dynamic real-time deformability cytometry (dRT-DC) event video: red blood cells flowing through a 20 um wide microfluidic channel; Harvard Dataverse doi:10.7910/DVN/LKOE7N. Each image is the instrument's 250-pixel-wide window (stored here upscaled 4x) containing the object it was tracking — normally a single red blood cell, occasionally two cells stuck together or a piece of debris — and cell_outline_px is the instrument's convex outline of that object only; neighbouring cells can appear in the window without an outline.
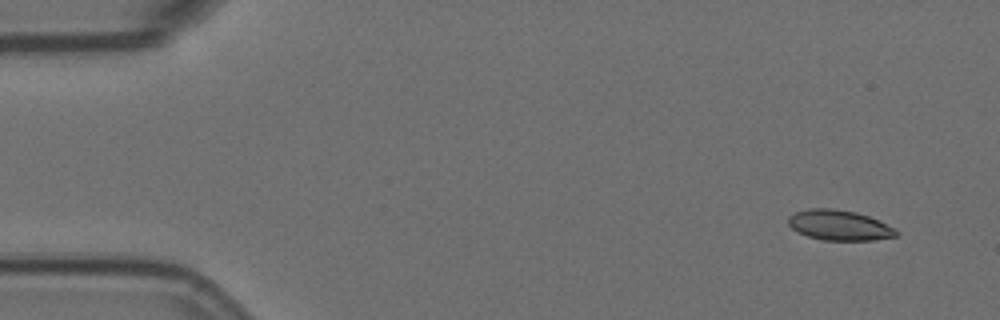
{"species": "Egyptian fruit bat (a non-hibernating species)", "species_latin": "Rousettus aegyptiacus", "temperature_condition": "room temperature", "stored_images_in_passage": 6, "camera_frame_rate_fps": 3000, "um_per_image_px": 0.085, "animal": {"sex": "female"}, "frame": {"image": 1, "passage_image": 1, "time_ms": 0.0, "image_size_px": [1000, 320], "cell_outline_px": [[900, 232], [896, 236], [872, 240], [824, 240], [808, 236], [796, 232], [788, 224], [788, 216], [796, 212], [808, 208], [832, 208], [856, 212], [868, 216]], "centroid_in_image_um": [71.28, 19.14], "position_along_channel_um": 13.7, "area_um2": 18.84}}
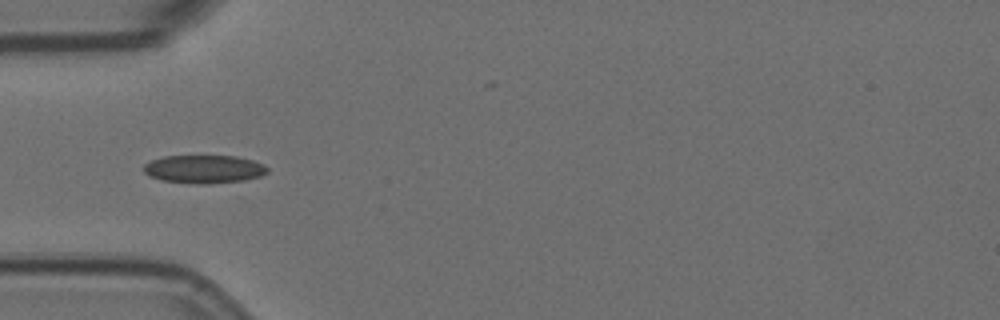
{"frame": {"image": 2, "passage_image": 5, "time_ms": 1.333, "image_size_px": [1000, 320], "cell_outline_px": [[268, 172], [260, 176], [244, 180], [208, 184], [196, 184], [160, 180], [148, 176], [144, 172], [144, 164], [152, 160], [164, 156], [236, 156], [252, 160], [264, 164], [268, 168]], "centroid_in_image_um": [17.33, 14.38], "position_along_channel_um": 67.7, "area_um2": 20.4}}
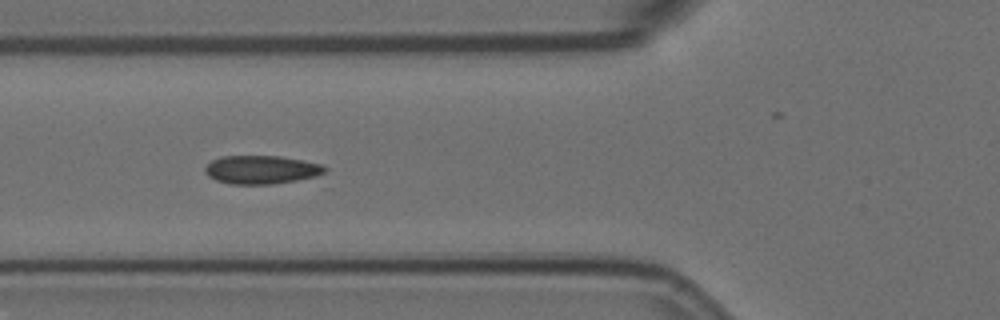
{"frame": {"image": 3, "passage_image": 6, "time_ms": 1.667, "image_size_px": [1000, 320], "cell_outline_px": [[328, 168], [324, 172], [316, 176], [296, 180], [272, 184], [232, 184], [216, 180], [208, 176], [204, 172], [204, 168], [212, 160], [220, 156], [280, 156], [304, 160], [324, 164]], "centroid_in_image_um": [22.23, 14.41], "position_along_channel_um": 103.6, "area_um2": 19.94}}